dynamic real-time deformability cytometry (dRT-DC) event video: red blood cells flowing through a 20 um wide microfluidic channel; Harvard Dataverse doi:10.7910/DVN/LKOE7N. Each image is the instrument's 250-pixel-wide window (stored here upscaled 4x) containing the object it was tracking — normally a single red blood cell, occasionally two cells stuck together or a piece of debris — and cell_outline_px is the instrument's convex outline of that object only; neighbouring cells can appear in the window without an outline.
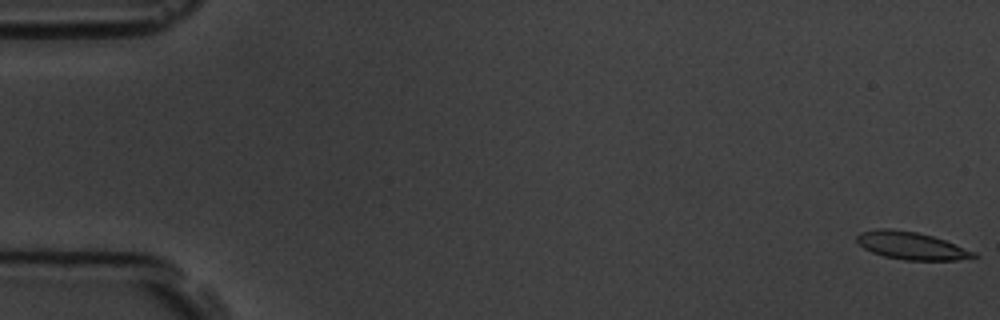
{"species": "common noctule bat (a hibernating species)", "species_latin": "Nyctalus noctula", "temperature_condition": "room temperature", "stored_images_in_passage": 5, "camera_frame_rate_fps": 3000, "um_per_image_px": 0.085, "animal": {"sex": "male", "body_mass_g": 19.5, "forearm_length_mm": 54.6}, "frame": {"image": 1, "passage_image": 1, "time_ms": 0.0, "image_size_px": [1000, 320], "cell_outline_px": [[980, 256], [956, 260], [904, 260], [884, 256], [872, 252], [864, 248], [856, 240], [856, 236], [860, 232], [876, 228], [892, 228], [916, 232], [932, 236], [944, 240], [976, 252]], "centroid_in_image_um": [77.44, 20.87], "position_along_channel_um": 7.6, "area_um2": 18.79}}